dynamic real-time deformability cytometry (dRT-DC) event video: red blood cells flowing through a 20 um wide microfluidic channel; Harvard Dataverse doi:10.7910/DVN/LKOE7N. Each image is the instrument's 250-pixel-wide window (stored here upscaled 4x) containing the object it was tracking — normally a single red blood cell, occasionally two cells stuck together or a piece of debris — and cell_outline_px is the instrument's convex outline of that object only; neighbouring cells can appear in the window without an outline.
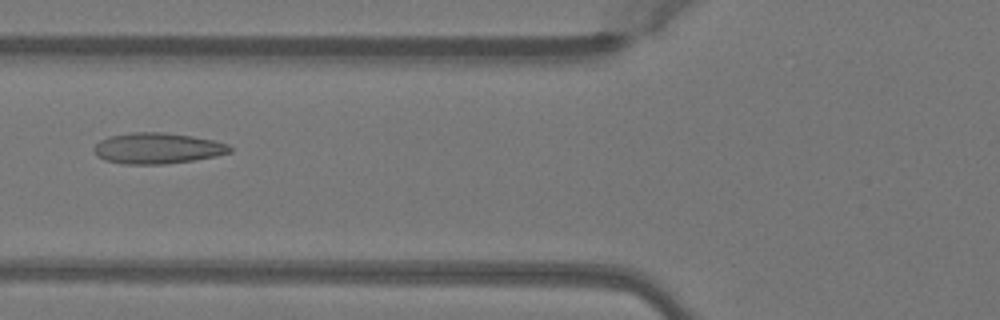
{"species": "Egyptian fruit bat (a non-hibernating species)", "species_latin": "Rousettus aegyptiacus", "temperature_condition": "warm", "stored_images_in_passage": 50, "camera_frame_rate_fps": 3000, "um_per_image_px": 0.085, "animal": {"sex": "female"}, "frame": {"image": 1, "passage_image": 20, "time_ms": 6.333, "image_size_px": [1000, 320], "cell_outline_px": [[232, 152], [216, 156], [196, 160], [164, 164], [124, 164], [104, 160], [96, 156], [92, 152], [92, 148], [100, 140], [108, 136], [132, 132], [164, 132], [192, 136], [216, 140], [228, 144], [232, 148]], "centroid_in_image_um": [13.37, 12.6], "position_along_channel_um": 112.4, "area_um2": 24.85}}
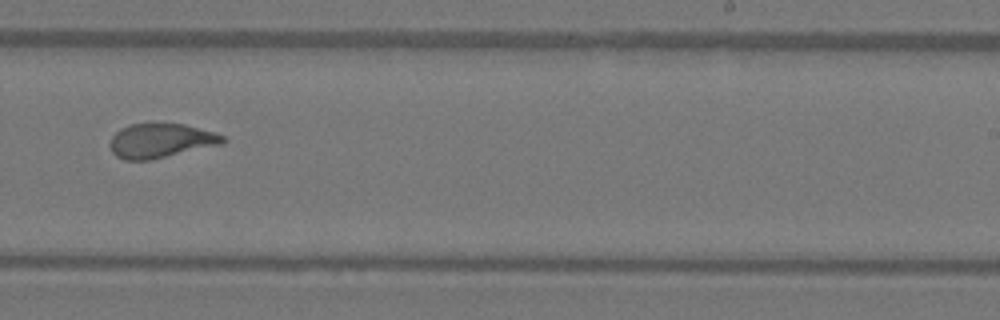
{"frame": {"image": 2, "passage_image": 32, "time_ms": 10.333, "image_size_px": [1000, 320], "cell_outline_px": [[228, 140], [224, 144], [148, 160], [124, 160], [116, 156], [112, 152], [108, 144], [112, 136], [120, 128], [128, 124], [184, 124], [212, 132], [224, 136]], "centroid_in_image_um": [13.65, 11.96], "position_along_channel_um": 275.4, "area_um2": 22.54}}
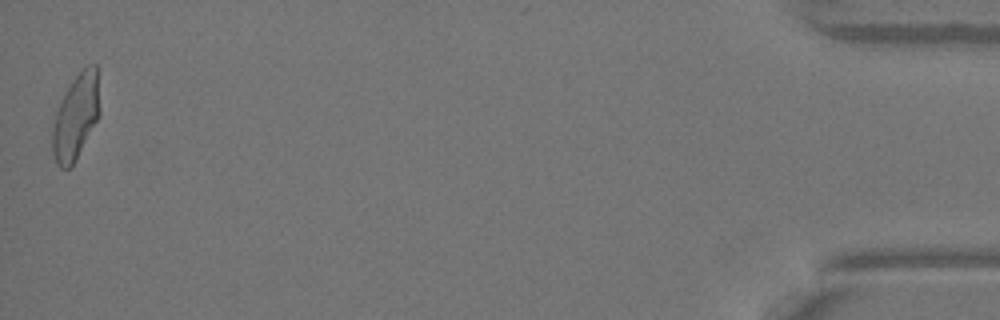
{"frame": {"image": 3, "passage_image": 50, "time_ms": 16.333, "image_size_px": [1000, 320], "cell_outline_px": [[100, 112], [76, 160], [68, 168], [60, 168], [56, 164], [52, 152], [52, 132], [56, 112], [72, 80], [88, 64], [96, 64]], "centroid_in_image_um": [6.44, 9.95], "position_along_channel_um": 428.8, "area_um2": 22.95}, "authors_computed_cell_mechanics": {"area_um2": 23.409, "velocity_mm_per_s": 4.0899, "shape_relaxation_time_tau1_ms": 6.0445, "shape_relaxation_time_tau2_ms": 0.8695, "deformation_change_tau1": 0.2135, "deformation_change_tau2": 0.084}}